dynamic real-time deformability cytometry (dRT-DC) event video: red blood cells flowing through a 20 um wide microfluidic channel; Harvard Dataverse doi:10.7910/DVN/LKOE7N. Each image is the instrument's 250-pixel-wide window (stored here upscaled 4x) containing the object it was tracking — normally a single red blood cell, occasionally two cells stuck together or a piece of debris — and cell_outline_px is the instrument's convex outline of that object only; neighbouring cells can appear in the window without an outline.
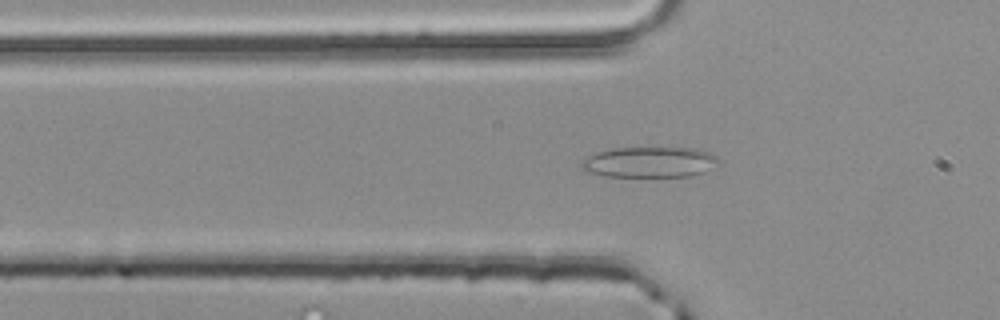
{"species": "common noctule bat (a hibernating species)", "species_latin": "Nyctalus noctula", "temperature_condition": "room temperature", "stored_images_in_passage": 51, "camera_frame_rate_fps": 3000, "um_per_image_px": 0.085, "animal": {"sex": "male", "body_mass_g": 20.4}, "frame": {"image": 1, "passage_image": 17, "time_ms": 5.333, "image_size_px": [1000, 320], "cell_outline_px": [[720, 164], [704, 172], [692, 176], [604, 176], [584, 172], [580, 164], [588, 156], [596, 152], [616, 148], [696, 148], [712, 152], [720, 160]], "centroid_in_image_um": [55.26, 13.78], "position_along_channel_um": 70.5, "area_um2": 24.68}}
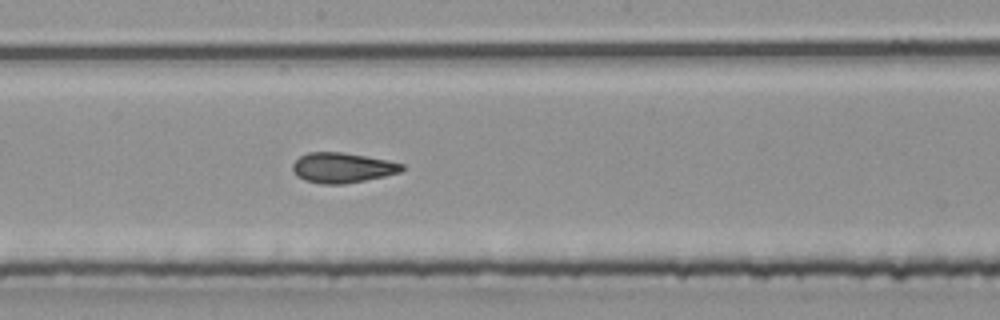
{"frame": {"image": 2, "passage_image": 28, "time_ms": 9.0, "image_size_px": [1000, 320], "cell_outline_px": [[404, 168], [400, 172], [384, 176], [344, 184], [320, 184], [304, 180], [296, 176], [292, 172], [292, 164], [300, 156], [308, 152], [344, 152], [388, 160], [404, 164]], "centroid_in_image_um": [29.07, 14.25], "position_along_channel_um": 219.1, "area_um2": 19.31}}
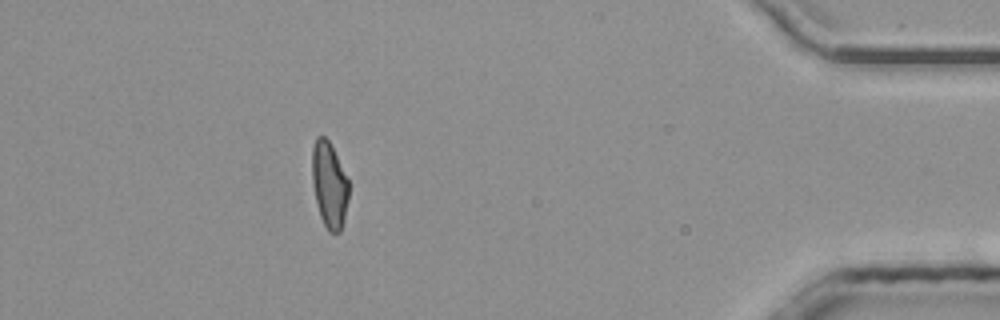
{"frame": {"image": 3, "passage_image": 46, "time_ms": 15.0, "image_size_px": [1000, 320], "cell_outline_px": [[348, 200], [344, 220], [340, 232], [328, 232], [320, 216], [312, 184], [312, 148], [316, 136], [324, 136], [328, 140], [348, 180]], "centroid_in_image_um": [27.97, 15.73], "position_along_channel_um": 407.2, "area_um2": 18.15}, "authors_computed_cell_mechanics": {"area_um2": 19.4208, "velocity_mm_per_s": 4.0349, "shape_relaxation_time_tau1_ms": null, "shape_relaxation_time_tau2_ms": 1.7253, "deformation_change_tau1": null, "deformation_change_tau2": 0.0941}}